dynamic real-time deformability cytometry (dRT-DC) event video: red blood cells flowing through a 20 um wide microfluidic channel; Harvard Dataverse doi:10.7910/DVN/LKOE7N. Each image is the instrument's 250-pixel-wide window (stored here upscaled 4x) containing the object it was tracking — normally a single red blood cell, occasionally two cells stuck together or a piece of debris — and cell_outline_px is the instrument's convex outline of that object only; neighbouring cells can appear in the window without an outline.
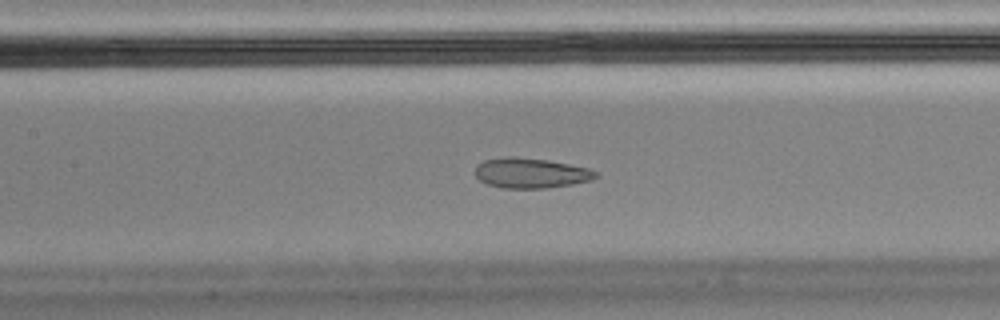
{"species": "Egyptian fruit bat (a non-hibernating species)", "species_latin": "Rousettus aegyptiacus", "temperature_condition": "cold", "stored_images_in_passage": 56, "camera_frame_rate_fps": 3000, "um_per_image_px": 0.085, "animal": {"sex": "male"}, "frame": {"image": 1, "passage_image": 25, "time_ms": 8.0, "image_size_px": [1000, 320], "cell_outline_px": [[600, 176], [592, 180], [572, 184], [548, 188], [504, 188], [488, 184], [480, 180], [476, 176], [476, 164], [484, 160], [508, 156], [516, 156], [548, 160], [588, 168], [600, 172]], "centroid_in_image_um": [45.16, 14.7], "position_along_channel_um": 162.2, "area_um2": 21.33}}
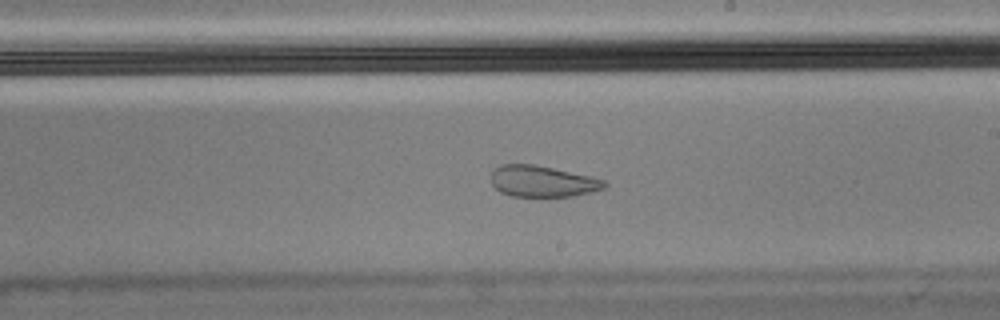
{"frame": {"image": 2, "passage_image": 32, "time_ms": 10.333, "image_size_px": [1000, 320], "cell_outline_px": [[608, 184], [604, 188], [592, 192], [572, 196], [512, 196], [500, 192], [492, 184], [492, 168], [500, 164], [532, 164], [592, 176], [604, 180]], "centroid_in_image_um": [46.1, 15.4], "position_along_channel_um": 242.9, "area_um2": 20.63}}